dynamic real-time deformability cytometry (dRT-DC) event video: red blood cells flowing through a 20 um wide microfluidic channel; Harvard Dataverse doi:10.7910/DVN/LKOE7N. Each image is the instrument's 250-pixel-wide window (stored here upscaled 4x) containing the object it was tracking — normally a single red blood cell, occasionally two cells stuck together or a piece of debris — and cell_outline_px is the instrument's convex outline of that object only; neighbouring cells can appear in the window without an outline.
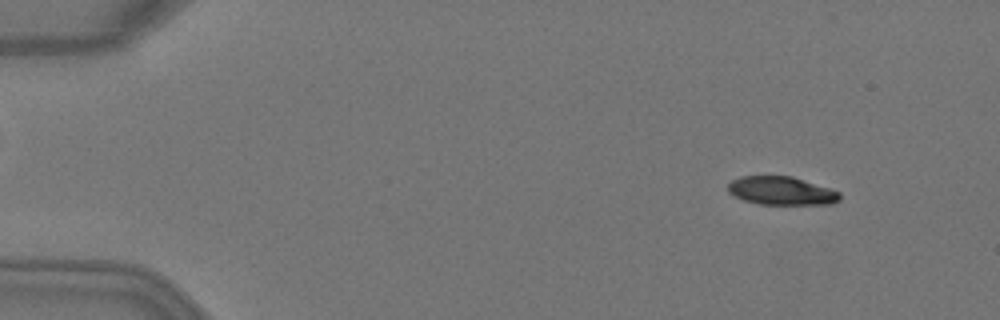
{"species": "Egyptian fruit bat (a non-hibernating species)", "species_latin": "Rousettus aegyptiacus", "temperature_condition": "warm", "stored_images_in_passage": 3, "camera_frame_rate_fps": 3000, "um_per_image_px": 0.085, "animal": {"sex": "female"}, "frame": {"image": 1, "passage_image": 1, "time_ms": 0.0, "image_size_px": [1000, 320], "cell_outline_px": [[840, 200], [832, 204], [760, 204], [744, 200], [728, 192], [728, 184], [732, 180], [740, 176], [792, 176], [840, 192]], "centroid_in_image_um": [66.42, 16.22], "position_along_channel_um": 18.6, "area_um2": 18.32}}
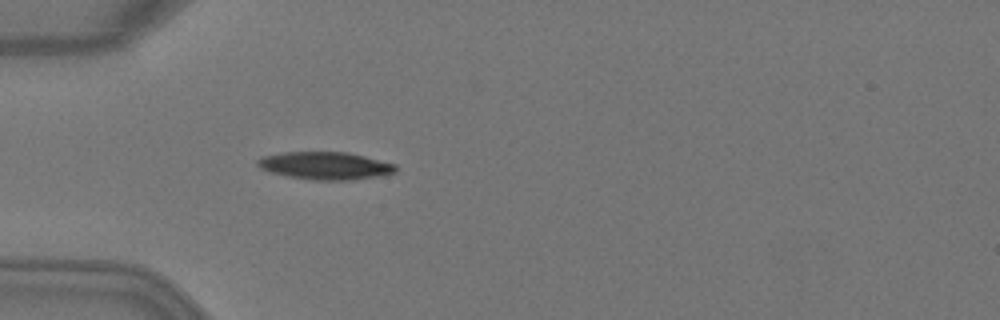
{"frame": {"image": 2, "passage_image": 3, "time_ms": 0.667, "image_size_px": [1000, 320], "cell_outline_px": [[396, 172], [384, 176], [352, 180], [312, 180], [288, 176], [268, 172], [260, 168], [256, 164], [256, 160], [264, 156], [284, 152], [348, 152], [396, 164]], "centroid_in_image_um": [27.66, 14.09], "position_along_channel_um": 57.3, "area_um2": 22.43}}